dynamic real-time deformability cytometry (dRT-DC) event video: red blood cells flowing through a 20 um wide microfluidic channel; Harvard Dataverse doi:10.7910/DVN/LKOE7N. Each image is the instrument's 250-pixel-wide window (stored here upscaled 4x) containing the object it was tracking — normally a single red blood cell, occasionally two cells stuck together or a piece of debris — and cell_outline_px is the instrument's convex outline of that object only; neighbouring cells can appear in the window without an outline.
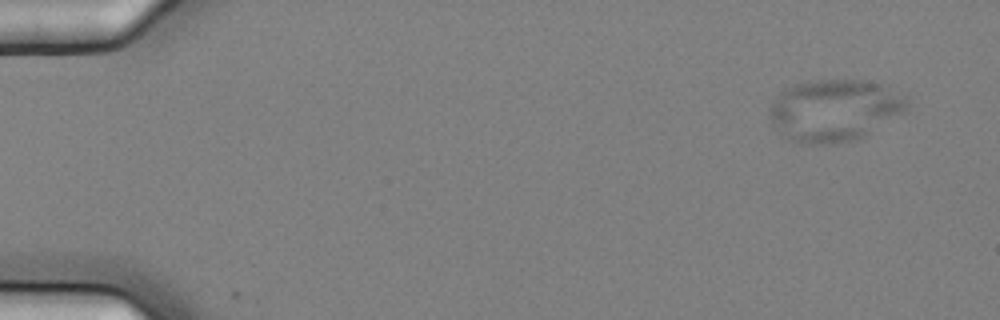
{"species": "common noctule bat (a hibernating species)", "species_latin": "Nyctalus noctula", "temperature_condition": "cold", "stored_images_in_passage": 5, "camera_frame_rate_fps": 3000, "um_per_image_px": 0.085, "animal": {"sex": "female", "body_mass_g": 25.1}, "frame": {"image": 1, "passage_image": 1, "time_ms": 0.0, "image_size_px": [1000, 320], "cell_outline_px": [[908, 104], [904, 112], [864, 136], [852, 140], [832, 144], [808, 144], [788, 140], [772, 124], [768, 116], [768, 108], [776, 96], [784, 88], [796, 84], [816, 80], [864, 80], [880, 84], [908, 96]], "centroid_in_image_um": [70.89, 9.37], "position_along_channel_um": 14.1, "area_um2": 49.71}}